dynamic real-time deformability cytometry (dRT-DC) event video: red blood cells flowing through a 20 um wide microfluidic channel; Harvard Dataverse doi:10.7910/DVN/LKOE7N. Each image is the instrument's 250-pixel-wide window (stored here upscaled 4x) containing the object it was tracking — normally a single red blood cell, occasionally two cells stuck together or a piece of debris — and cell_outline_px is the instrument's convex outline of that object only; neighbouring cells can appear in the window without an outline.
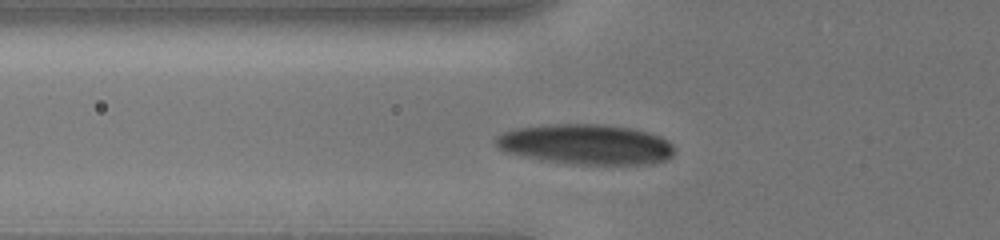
{"species": "human", "species_latin": "Homo sapiens", "temperature_condition": "cold", "stored_images_in_passage": 14, "camera_frame_rate_fps": 3000, "um_per_image_px": 0.085, "donor": {"sex": "male"}, "frame": {"image": 1, "passage_image": 3, "time_ms": 0.333, "image_size_px": [1000, 240], "cell_outline_px": [[676, 152], [668, 160], [652, 164], [576, 164], [548, 160], [508, 152], [500, 148], [492, 140], [500, 132], [516, 128], [548, 124], [604, 124], [632, 128], [648, 132], [660, 136], [668, 140], [676, 148]], "centroid_in_image_um": [49.87, 12.25], "position_along_channel_um": 75.9, "area_um2": 42.02}}
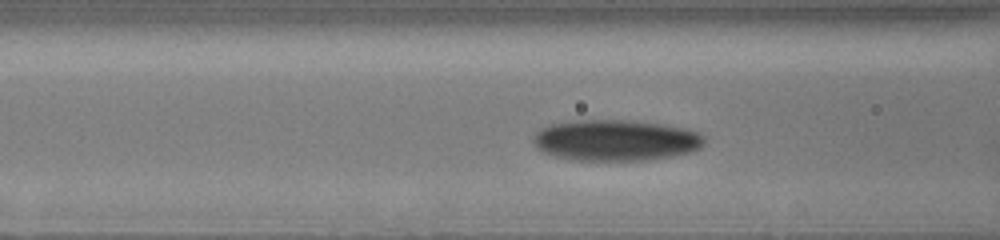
{"frame": {"image": 2, "passage_image": 10, "time_ms": 1.333, "image_size_px": [1000, 240], "cell_outline_px": [[704, 144], [700, 148], [692, 152], [672, 156], [648, 160], [572, 160], [556, 156], [544, 152], [536, 148], [532, 140], [532, 136], [540, 128], [552, 124], [576, 120], [632, 120], [664, 124], [684, 128], [696, 132], [704, 136]], "centroid_in_image_um": [52.33, 11.92], "position_along_channel_um": 114.3, "area_um2": 41.15}}